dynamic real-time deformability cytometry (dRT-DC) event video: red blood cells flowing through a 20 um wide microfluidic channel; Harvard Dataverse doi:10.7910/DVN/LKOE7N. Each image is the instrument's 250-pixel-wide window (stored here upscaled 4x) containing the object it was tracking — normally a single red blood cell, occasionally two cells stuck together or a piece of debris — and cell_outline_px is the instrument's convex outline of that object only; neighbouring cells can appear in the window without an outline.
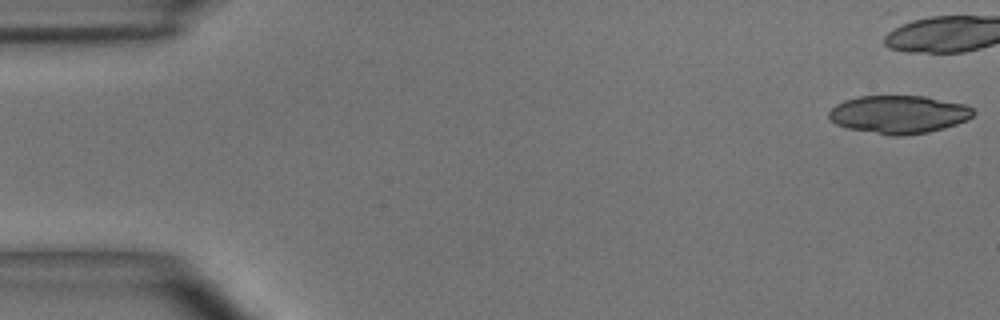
{"species": "common noctule bat (a hibernating species)", "species_latin": "Nyctalus noctula", "temperature_condition": "room temperature", "stored_images_in_passage": 11, "camera_frame_rate_fps": 3000, "um_per_image_px": 0.085, "animal": {"sex": "male", "body_mass_g": 15.6}, "frame": {"image": 1, "passage_image": 1, "time_ms": 0.0, "image_size_px": [1000, 320], "cell_outline_px": [[976, 112], [972, 116], [956, 124], [944, 128], [928, 132], [900, 136], [892, 136], [848, 128], [836, 124], [828, 116], [828, 112], [836, 104], [844, 100], [860, 96], [924, 96], [964, 104], [972, 108]], "centroid_in_image_um": [76.38, 9.72], "position_along_channel_um": 8.6, "area_um2": 31.85}}